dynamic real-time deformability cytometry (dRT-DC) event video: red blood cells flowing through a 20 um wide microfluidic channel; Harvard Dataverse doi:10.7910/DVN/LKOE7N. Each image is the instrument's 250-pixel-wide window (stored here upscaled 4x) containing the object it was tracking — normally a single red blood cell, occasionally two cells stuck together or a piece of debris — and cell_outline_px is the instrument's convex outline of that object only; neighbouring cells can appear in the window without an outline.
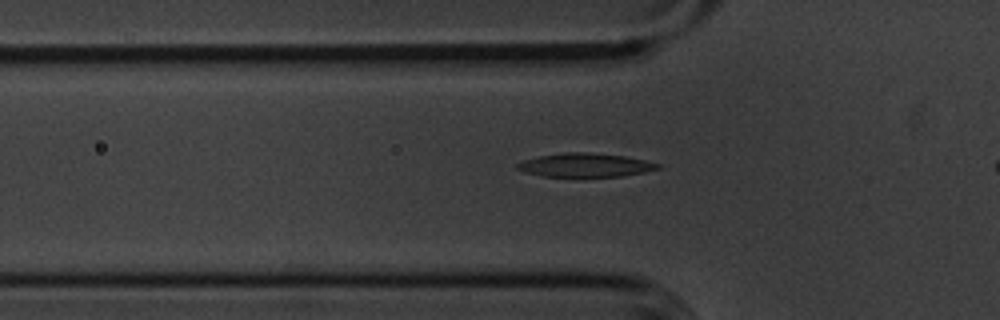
{"species": "common noctule bat (a hibernating species)", "species_latin": "Nyctalus noctula", "temperature_condition": "cold", "stored_images_in_passage": 35, "camera_frame_rate_fps": 3000, "um_per_image_px": 0.085, "animal": {"sex": "male", "body_mass_g": 20.1, "forearm_length_mm": 53.5}, "frame": {"image": 1, "passage_image": 4, "time_ms": 1.0, "image_size_px": [1000, 320], "cell_outline_px": [[660, 168], [644, 172], [624, 176], [544, 176], [524, 172], [516, 168], [516, 164], [524, 160], [540, 156], [564, 152], [588, 152], [624, 156], [644, 160], [660, 164]], "centroid_in_image_um": [49.74, 14.03], "position_along_channel_um": 76.1, "area_um2": 19.19}}
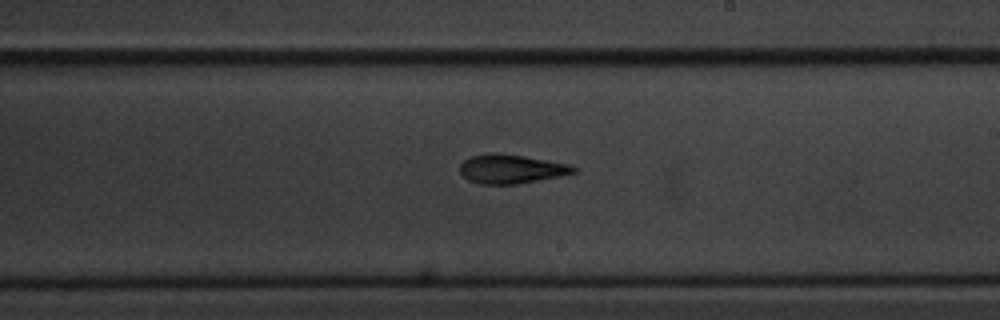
{"frame": {"image": 2, "passage_image": 18, "time_ms": 5.667, "image_size_px": [1000, 320], "cell_outline_px": [[576, 172], [560, 176], [516, 184], [480, 184], [468, 180], [460, 172], [460, 164], [464, 160], [472, 156], [488, 152], [496, 152], [524, 156], [568, 164], [576, 168]], "centroid_in_image_um": [43.41, 14.35], "position_along_channel_um": 245.6, "area_um2": 19.13}}
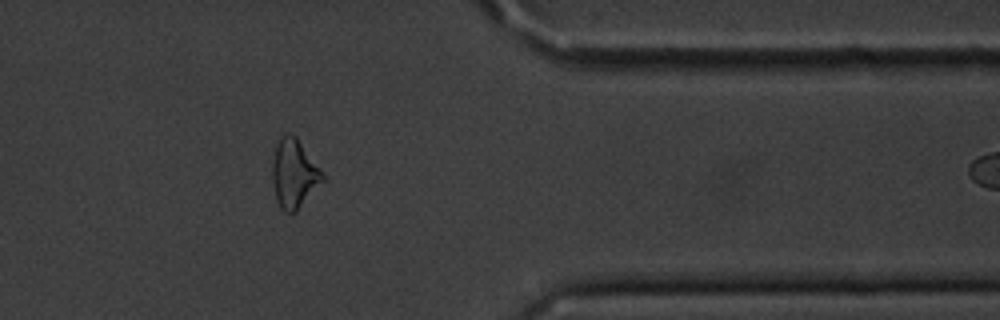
{"frame": {"image": 3, "passage_image": 31, "time_ms": 10.0, "image_size_px": [1000, 320], "cell_outline_px": [[324, 180], [296, 212], [284, 212], [280, 208], [276, 200], [272, 180], [272, 164], [276, 144], [280, 136], [288, 132], [296, 136], [324, 176]], "centroid_in_image_um": [24.96, 14.77], "position_along_channel_um": 386.4, "area_um2": 19.94}, "authors_computed_cell_mechanics": {"area_um2": 19.652, "velocity_mm_per_s": 3.6177, "shape_relaxation_time_tau1_ms": 2.9702, "shape_relaxation_time_tau2_ms": 6.2767, "deformation_change_tau1": 0.1293, "deformation_change_tau2": 0.149}}